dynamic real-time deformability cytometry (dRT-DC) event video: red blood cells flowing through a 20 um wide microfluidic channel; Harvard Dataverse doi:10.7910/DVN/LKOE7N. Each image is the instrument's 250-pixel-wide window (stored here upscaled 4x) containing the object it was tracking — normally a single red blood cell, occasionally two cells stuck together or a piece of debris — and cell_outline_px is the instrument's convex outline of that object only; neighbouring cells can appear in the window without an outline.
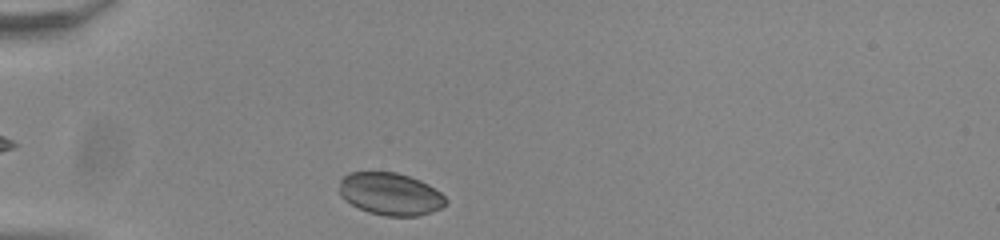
{"species": "common noctule bat (a hibernating species)", "species_latin": "Nyctalus noctula", "temperature_condition": "room temperature", "stored_images_in_passage": 34, "camera_frame_rate_fps": 3000, "um_per_image_px": 0.085, "animal": {"sex": "male", "body_mass_g": 20.0, "forearm_length_mm": 53.3}, "frame": {"image": 1, "passage_image": 1, "time_ms": 0.0, "image_size_px": [1000, 240], "cell_outline_px": [[448, 204], [432, 212], [420, 216], [384, 216], [368, 212], [344, 200], [340, 196], [340, 180], [348, 172], [396, 172], [420, 180], [428, 184], [440, 192], [448, 200]], "centroid_in_image_um": [33.2, 16.49], "position_along_channel_um": 51.8, "area_um2": 26.47}}
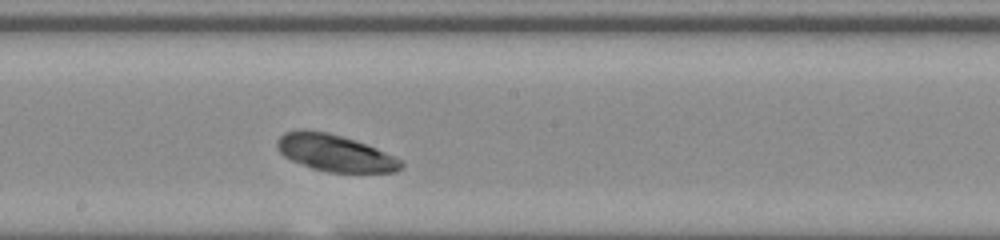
{"frame": {"image": 2, "passage_image": 16, "time_ms": 5.0, "image_size_px": [1000, 240], "cell_outline_px": [[404, 168], [396, 172], [328, 172], [312, 168], [292, 160], [284, 156], [276, 148], [276, 140], [284, 132], [300, 128], [304, 128], [328, 132], [376, 148], [400, 160], [404, 164]], "centroid_in_image_um": [28.42, 12.99], "position_along_channel_um": 219.8, "area_um2": 26.53}}
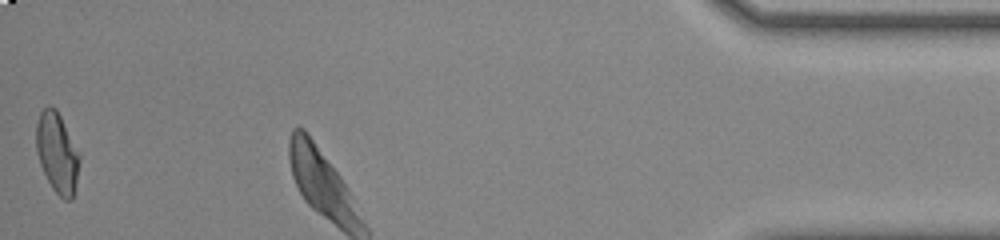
{"frame": {"image": 3, "passage_image": 34, "time_ms": 11.0, "image_size_px": [1000, 240], "cell_outline_px": [[80, 160], [72, 200], [64, 200], [52, 188], [40, 164], [36, 152], [36, 124], [40, 112], [48, 104], [56, 108], [80, 152]], "centroid_in_image_um": [4.85, 12.95], "position_along_channel_um": 430.3, "area_um2": 20.29}, "authors_computed_cell_mechanics": {"area_um2": 27.1371, "velocity_mm_per_s": 3.786, "shape_relaxation_time_tau1_ms": 0.2994, "shape_relaxation_time_tau2_ms": null, "deformation_change_tau1": 0.0094, "deformation_change_tau2": null}}